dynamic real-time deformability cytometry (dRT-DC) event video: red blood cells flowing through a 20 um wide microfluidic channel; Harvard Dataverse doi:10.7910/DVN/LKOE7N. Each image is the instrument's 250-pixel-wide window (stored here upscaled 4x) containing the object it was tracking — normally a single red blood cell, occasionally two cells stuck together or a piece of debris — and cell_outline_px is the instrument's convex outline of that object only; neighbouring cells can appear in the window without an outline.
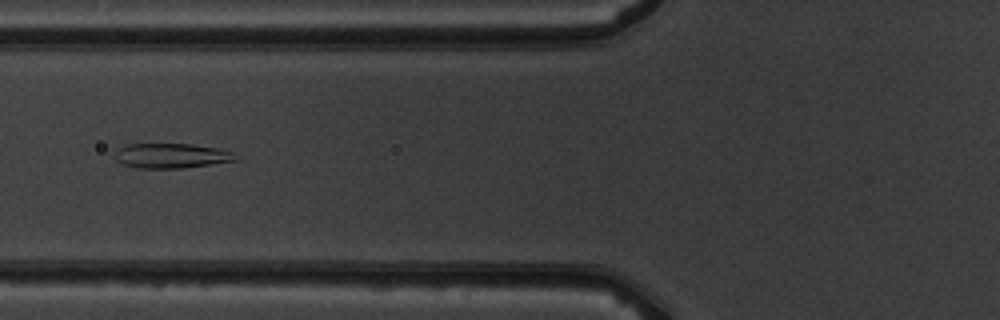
{"species": "common noctule bat (a hibernating species)", "species_latin": "Nyctalus noctula", "temperature_condition": "warm", "stored_images_in_passage": 6, "camera_frame_rate_fps": 3000, "um_per_image_px": 0.085, "animal": {"sex": "male", "body_mass_g": 19.5, "forearm_length_mm": 54.6}, "frame": {"image": 1, "passage_image": 5, "time_ms": 4.667, "image_size_px": [1000, 320], "cell_outline_px": [[244, 156], [240, 160], [184, 168], [136, 168], [124, 164], [116, 160], [116, 152], [120, 148], [128, 144], [192, 144], [216, 148], [232, 152]], "centroid_in_image_um": [14.68, 13.24], "position_along_channel_um": 111.1, "area_um2": 17.57}}